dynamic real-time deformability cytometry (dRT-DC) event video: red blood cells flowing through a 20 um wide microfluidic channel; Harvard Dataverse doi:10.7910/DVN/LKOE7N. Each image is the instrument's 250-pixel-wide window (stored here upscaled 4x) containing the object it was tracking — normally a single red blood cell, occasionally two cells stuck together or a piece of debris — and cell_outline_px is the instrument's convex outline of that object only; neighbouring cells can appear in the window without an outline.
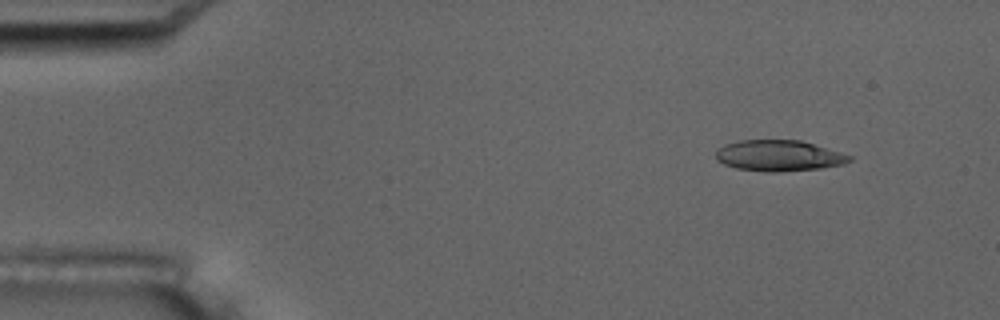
{"species": "common noctule bat (a hibernating species)", "species_latin": "Nyctalus noctula", "temperature_condition": "room temperature", "stored_images_in_passage": 4, "camera_frame_rate_fps": 3000, "um_per_image_px": 0.085, "animal": {"sex": "male", "body_mass_g": 17.5, "forearm_length_mm": 52.3}, "frame": {"image": 1, "passage_image": 2, "time_ms": 1.0, "image_size_px": [1000, 320], "cell_outline_px": [[852, 160], [844, 164], [820, 168], [776, 172], [764, 172], [736, 168], [724, 164], [716, 160], [716, 148], [724, 144], [740, 140], [800, 140], [840, 152], [852, 156]], "centroid_in_image_um": [66.16, 13.23], "position_along_channel_um": 18.8, "area_um2": 24.16}}